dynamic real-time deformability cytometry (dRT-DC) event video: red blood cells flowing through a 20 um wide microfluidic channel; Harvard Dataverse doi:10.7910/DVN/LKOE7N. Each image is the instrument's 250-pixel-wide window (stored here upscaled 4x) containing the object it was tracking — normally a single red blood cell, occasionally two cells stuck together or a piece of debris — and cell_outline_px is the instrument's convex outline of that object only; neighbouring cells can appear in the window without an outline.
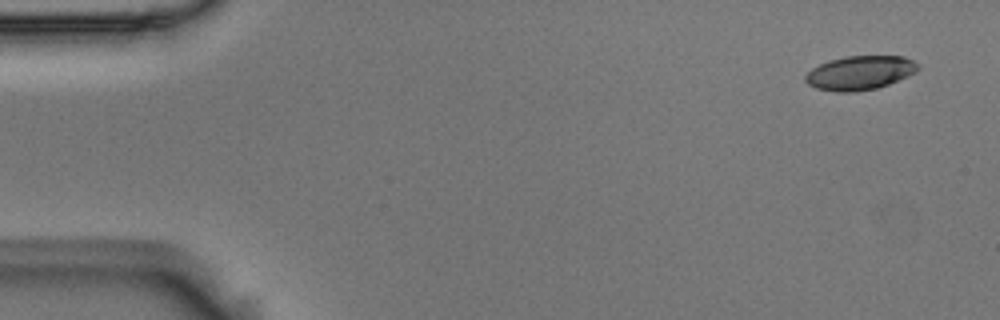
{"species": "Egyptian fruit bat (a non-hibernating species)", "species_latin": "Rousettus aegyptiacus", "temperature_condition": "room temperature", "stored_images_in_passage": 5, "camera_frame_rate_fps": 3000, "um_per_image_px": 0.085, "animal": {"sex": "male"}, "frame": {"image": 1, "passage_image": 1, "time_ms": 0.0, "image_size_px": [1000, 320], "cell_outline_px": [[920, 68], [916, 72], [908, 76], [888, 84], [876, 88], [852, 92], [836, 92], [816, 88], [808, 84], [804, 80], [804, 76], [812, 68], [828, 60], [844, 56], [904, 56], [920, 64]], "centroid_in_image_um": [73.09, 6.18], "position_along_channel_um": 11.9, "area_um2": 22.43}}
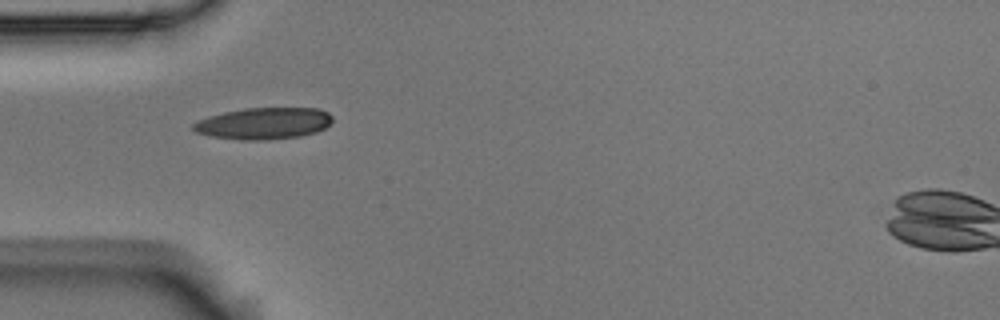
{"frame": {"image": 2, "passage_image": 5, "time_ms": 1.333, "image_size_px": [1000, 320], "cell_outline_px": [[332, 124], [316, 132], [300, 136], [268, 140], [244, 140], [212, 136], [196, 132], [192, 128], [192, 124], [200, 120], [224, 112], [244, 108], [316, 108], [328, 112], [332, 116]], "centroid_in_image_um": [22.46, 10.49], "position_along_channel_um": 62.5, "area_um2": 25.55}}